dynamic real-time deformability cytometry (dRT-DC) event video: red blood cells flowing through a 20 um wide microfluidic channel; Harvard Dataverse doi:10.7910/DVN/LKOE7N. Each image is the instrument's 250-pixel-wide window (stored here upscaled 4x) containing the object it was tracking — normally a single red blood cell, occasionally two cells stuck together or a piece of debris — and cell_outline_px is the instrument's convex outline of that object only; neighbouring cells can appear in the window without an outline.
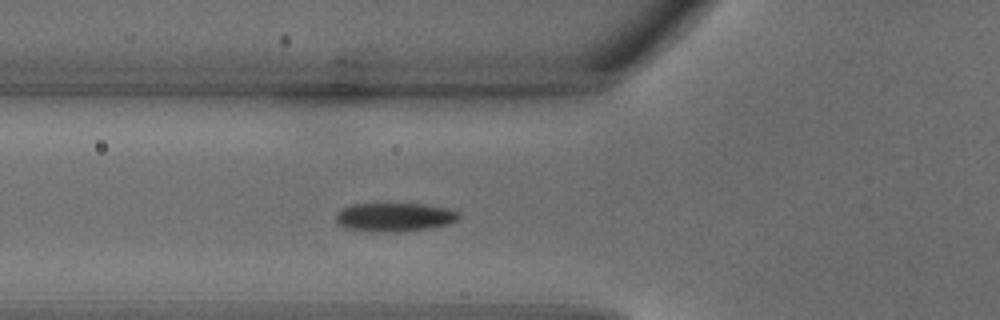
{"species": "common noctule bat (a hibernating species)", "species_latin": "Nyctalus noctula", "temperature_condition": "warm", "stored_images_in_passage": 29, "camera_frame_rate_fps": 3000, "um_per_image_px": 0.085, "animal": {"sex": "male", "body_mass_g": 18.8}, "frame": {"image": 1, "passage_image": 7, "time_ms": 2.0, "image_size_px": [1000, 320], "cell_outline_px": [[460, 216], [456, 220], [448, 224], [428, 228], [400, 232], [384, 232], [348, 228], [340, 224], [336, 220], [336, 212], [340, 208], [352, 204], [424, 204], [452, 208], [460, 212]], "centroid_in_image_um": [33.57, 18.44], "position_along_channel_um": 92.2, "area_um2": 20.58}}
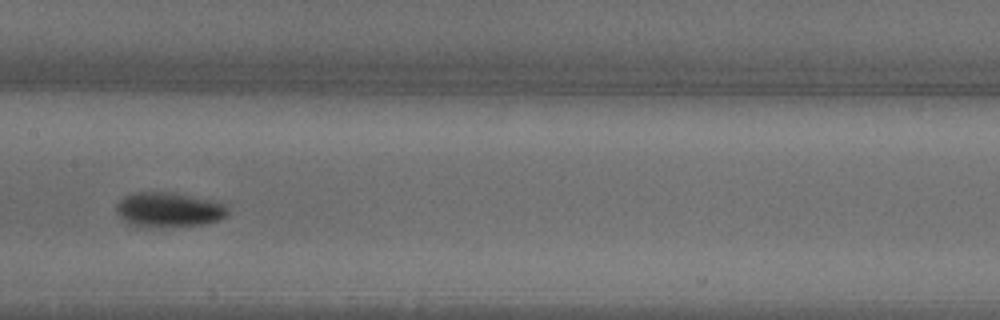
{"frame": {"image": 2, "passage_image": 12, "time_ms": 3.667, "image_size_px": [1000, 320], "cell_outline_px": [[228, 212], [220, 220], [204, 224], [160, 228], [148, 228], [128, 224], [116, 212], [116, 208], [120, 200], [124, 196], [132, 192], [172, 192], [224, 200], [228, 204]], "centroid_in_image_um": [14.42, 17.82], "position_along_channel_um": 193.0, "area_um2": 23.52}}
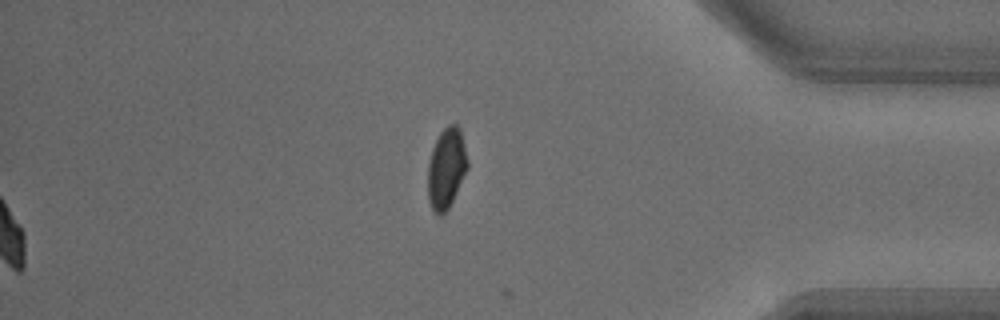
{"frame": {"image": 3, "passage_image": 29, "time_ms": 9.333, "image_size_px": [1000, 320], "cell_outline_px": [[468, 168], [448, 208], [440, 216], [432, 208], [428, 200], [428, 164], [432, 148], [440, 132], [448, 124], [456, 124], [460, 128], [468, 160]], "centroid_in_image_um": [37.94, 14.27], "position_along_channel_um": 397.3, "area_um2": 18.44}}